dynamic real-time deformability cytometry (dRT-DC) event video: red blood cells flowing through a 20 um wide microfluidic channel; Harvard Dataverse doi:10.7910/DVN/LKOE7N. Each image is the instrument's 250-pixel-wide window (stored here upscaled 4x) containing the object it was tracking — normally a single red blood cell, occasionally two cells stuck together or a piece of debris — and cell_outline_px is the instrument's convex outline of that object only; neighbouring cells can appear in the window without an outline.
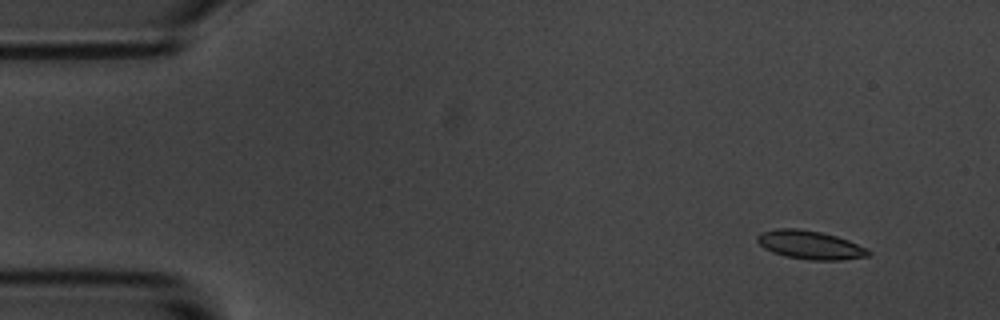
{"species": "common noctule bat (a hibernating species)", "species_latin": "Nyctalus noctula", "temperature_condition": "room temperature", "stored_images_in_passage": 11, "camera_frame_rate_fps": 3000, "um_per_image_px": 0.085, "animal": {"sex": "male", "body_mass_g": 20.1, "forearm_length_mm": 53.5}, "frame": {"image": 1, "passage_image": 1, "time_ms": 0.0, "image_size_px": [1000, 320], "cell_outline_px": [[872, 252], [868, 256], [840, 260], [812, 260], [784, 256], [772, 252], [764, 248], [756, 240], [756, 236], [760, 232], [776, 228], [796, 228], [820, 232], [836, 236], [848, 240]], "centroid_in_image_um": [68.8, 20.81], "position_along_channel_um": 16.2, "area_um2": 18.38}}
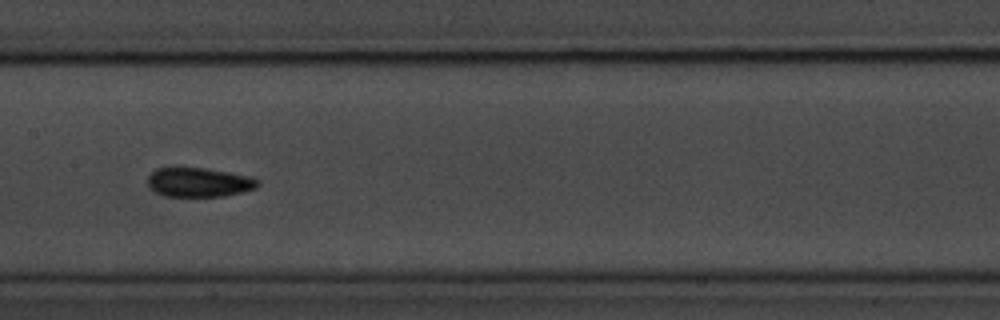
{"frame": {"image": 2, "passage_image": 7, "time_ms": 7.667, "image_size_px": [1000, 320], "cell_outline_px": [[260, 184], [256, 188], [244, 192], [224, 196], [164, 196], [148, 188], [148, 176], [156, 168], [168, 164], [204, 168], [252, 176], [260, 180]], "centroid_in_image_um": [16.87, 15.45], "position_along_channel_um": 190.5, "area_um2": 19.59}}
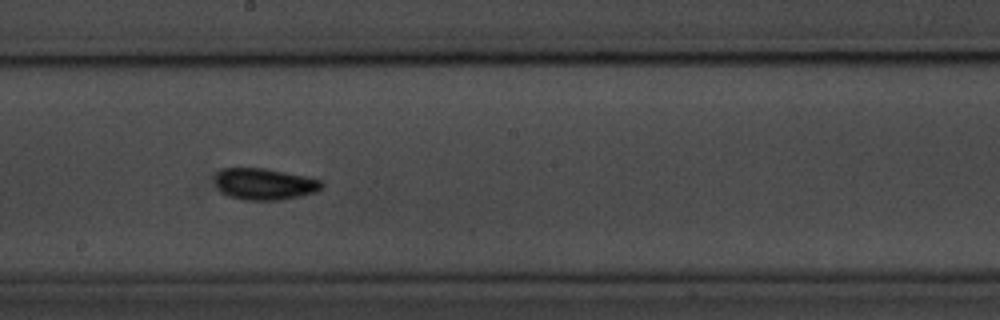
{"frame": {"image": 3, "passage_image": 8, "time_ms": 8.667, "image_size_px": [1000, 320], "cell_outline_px": [[324, 184], [316, 192], [300, 196], [280, 200], [244, 200], [228, 196], [220, 192], [216, 184], [216, 172], [224, 168], [264, 168], [324, 180]], "centroid_in_image_um": [22.48, 15.65], "position_along_channel_um": 225.7, "area_um2": 19.65}}